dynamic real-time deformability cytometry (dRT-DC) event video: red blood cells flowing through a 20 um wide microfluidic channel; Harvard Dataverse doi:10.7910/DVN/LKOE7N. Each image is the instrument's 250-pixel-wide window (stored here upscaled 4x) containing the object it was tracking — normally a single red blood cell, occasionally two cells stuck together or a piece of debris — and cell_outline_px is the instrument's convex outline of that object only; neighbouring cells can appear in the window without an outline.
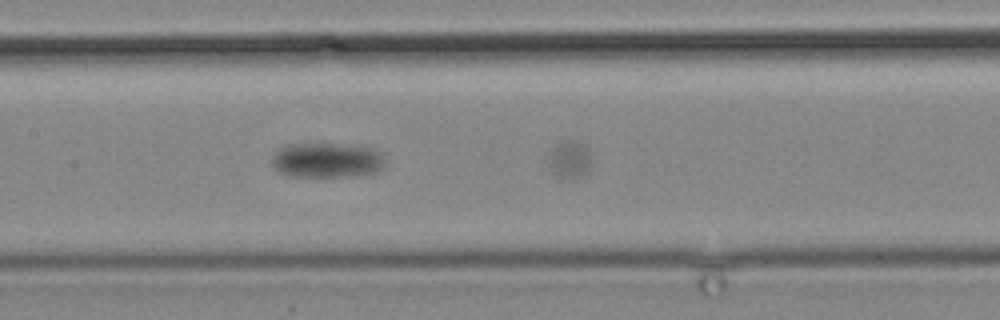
{"species": "common noctule bat (a hibernating species)", "species_latin": "Nyctalus noctula", "temperature_condition": "cold", "stored_images_in_passage": 17, "camera_frame_rate_fps": 3000, "um_per_image_px": 0.085, "animal": {"sex": "male", "body_mass_g": 19.2, "forearm_length_mm": 51.8}, "frame": {"image": 1, "passage_image": 15, "time_ms": 19.333, "image_size_px": [1000, 320], "cell_outline_px": [[384, 168], [372, 172], [352, 176], [292, 176], [272, 168], [272, 156], [280, 148], [288, 144], [348, 144], [372, 148], [380, 152], [384, 156]], "centroid_in_image_um": [27.79, 13.6], "position_along_channel_um": 179.6, "area_um2": 22.95}}
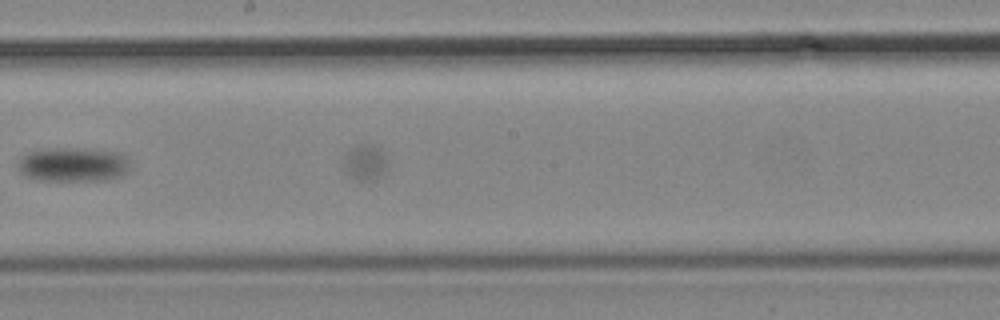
{"frame": {"image": 2, "passage_image": 17, "time_ms": 21.667, "image_size_px": [1000, 320], "cell_outline_px": [[128, 168], [120, 176], [108, 180], [40, 180], [28, 176], [20, 172], [16, 168], [16, 164], [20, 156], [28, 152], [44, 148], [80, 148], [120, 152], [128, 160]], "centroid_in_image_um": [6.15, 13.97], "position_along_channel_um": 242.1, "area_um2": 22.48}}